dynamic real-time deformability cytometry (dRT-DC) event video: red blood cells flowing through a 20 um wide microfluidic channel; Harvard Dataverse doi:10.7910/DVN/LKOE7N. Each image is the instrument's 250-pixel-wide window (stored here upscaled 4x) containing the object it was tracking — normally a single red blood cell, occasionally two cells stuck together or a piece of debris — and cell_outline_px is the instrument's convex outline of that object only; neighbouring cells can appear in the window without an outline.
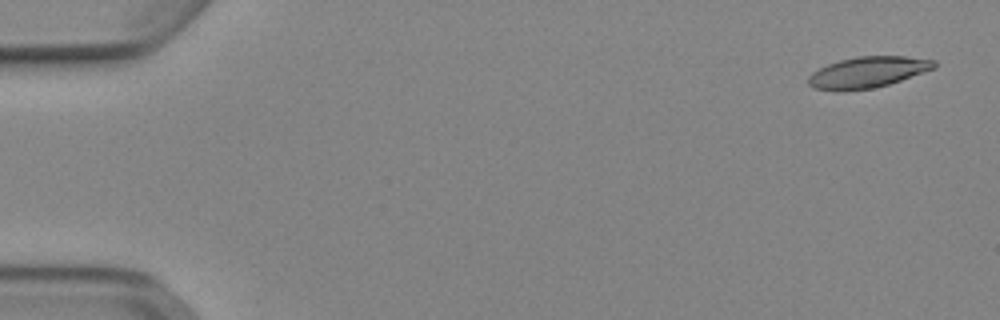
{"species": "Egyptian fruit bat (a non-hibernating species)", "species_latin": "Rousettus aegyptiacus", "temperature_condition": "cold", "stored_images_in_passage": 15, "camera_frame_rate_fps": 3000, "um_per_image_px": 0.085, "animal": {"sex": "female"}, "frame": {"image": 1, "passage_image": 3, "time_ms": 0.667, "image_size_px": [1000, 320], "cell_outline_px": [[936, 68], [888, 84], [872, 88], [844, 92], [836, 92], [812, 88], [808, 84], [808, 76], [812, 72], [828, 64], [840, 60], [856, 56], [904, 56], [936, 60]], "centroid_in_image_um": [73.71, 6.15], "position_along_channel_um": 11.3, "area_um2": 23.0}}